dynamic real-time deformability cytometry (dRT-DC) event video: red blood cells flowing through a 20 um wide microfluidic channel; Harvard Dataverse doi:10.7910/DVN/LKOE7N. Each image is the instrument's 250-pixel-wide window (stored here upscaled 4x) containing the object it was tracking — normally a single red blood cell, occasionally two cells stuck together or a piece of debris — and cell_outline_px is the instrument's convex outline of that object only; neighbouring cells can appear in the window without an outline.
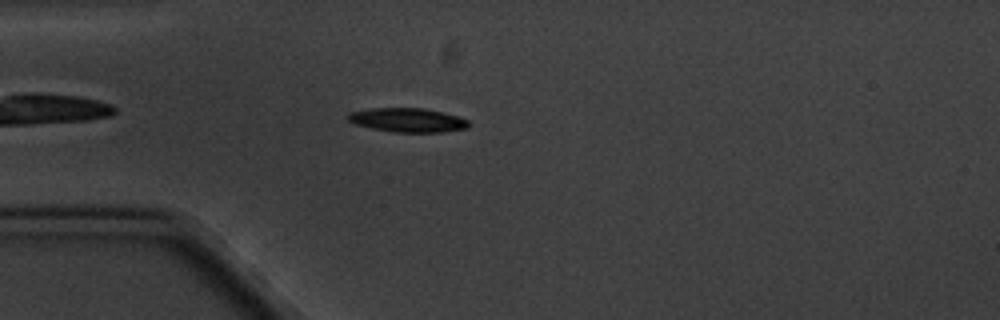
{"species": "common noctule bat (a hibernating species)", "species_latin": "Nyctalus noctula", "temperature_condition": "cold", "stored_images_in_passage": 5, "camera_frame_rate_fps": 3000, "um_per_image_px": 0.085, "animal": {"sex": "male", "body_mass_g": 20.1, "forearm_length_mm": 53.5}, "frame": {"image": 1, "passage_image": 5, "time_ms": 4.667, "image_size_px": [1000, 320], "cell_outline_px": [[472, 124], [468, 128], [444, 132], [392, 132], [372, 128], [356, 124], [348, 120], [344, 116], [348, 112], [372, 108], [424, 108], [444, 112], [468, 120]], "centroid_in_image_um": [34.65, 10.2], "position_along_channel_um": 50.3, "area_um2": 17.11}}